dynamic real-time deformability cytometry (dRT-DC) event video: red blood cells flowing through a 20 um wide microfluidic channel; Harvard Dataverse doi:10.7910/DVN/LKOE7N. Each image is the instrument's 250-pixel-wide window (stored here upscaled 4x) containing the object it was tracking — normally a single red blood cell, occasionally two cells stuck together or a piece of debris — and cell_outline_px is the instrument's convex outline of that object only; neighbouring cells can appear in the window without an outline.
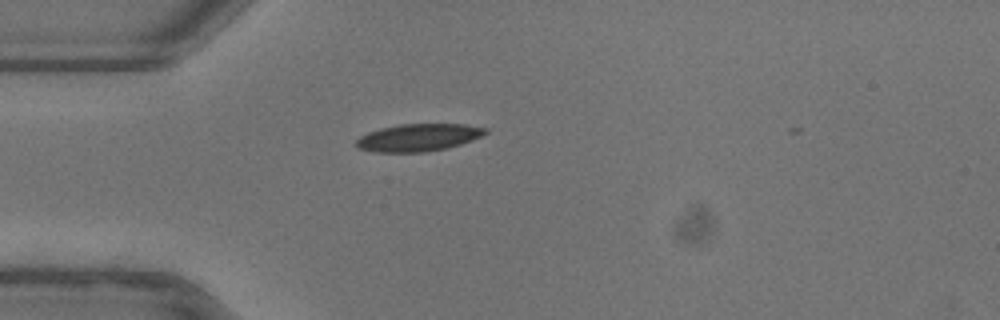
{"species": "common noctule bat (a hibernating species)", "species_latin": "Nyctalus noctula", "temperature_condition": "warm", "stored_images_in_passage": 2, "camera_frame_rate_fps": 3000, "um_per_image_px": 0.085, "animal": {"sex": "female"}, "frame": {"image": 1, "passage_image": 1, "time_ms": 0.0, "image_size_px": [1000, 320], "cell_outline_px": [[488, 132], [472, 140], [448, 148], [424, 152], [372, 152], [356, 148], [356, 140], [360, 136], [368, 132], [380, 128], [400, 124], [464, 124], [488, 128]], "centroid_in_image_um": [35.54, 11.69], "position_along_channel_um": 49.5, "area_um2": 20.75}}